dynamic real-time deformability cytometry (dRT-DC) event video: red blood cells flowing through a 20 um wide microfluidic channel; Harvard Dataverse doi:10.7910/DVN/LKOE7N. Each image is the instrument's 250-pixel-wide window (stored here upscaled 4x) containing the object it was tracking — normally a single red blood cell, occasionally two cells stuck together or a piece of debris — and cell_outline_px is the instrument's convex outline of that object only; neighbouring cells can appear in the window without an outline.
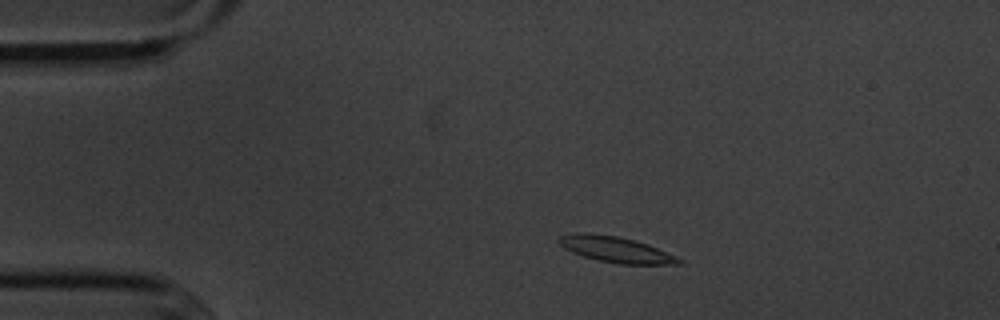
{"species": "common noctule bat (a hibernating species)", "species_latin": "Nyctalus noctula", "temperature_condition": "cold", "stored_images_in_passage": 5, "camera_frame_rate_fps": 3000, "um_per_image_px": 0.085, "animal": {"sex": "male", "body_mass_g": 20.1, "forearm_length_mm": 53.5}, "frame": {"image": 1, "passage_image": 1, "time_ms": 0.0, "image_size_px": [1000, 320], "cell_outline_px": [[684, 260], [680, 264], [616, 264], [596, 260], [572, 252], [564, 248], [556, 240], [560, 236], [576, 232], [588, 232], [616, 236], [648, 244], [676, 256]], "centroid_in_image_um": [52.32, 21.2], "position_along_channel_um": 32.7, "area_um2": 18.09}}
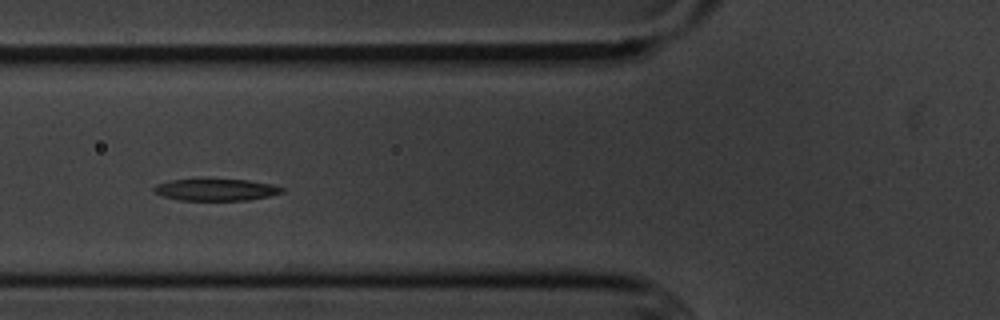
{"frame": {"image": 2, "passage_image": 4, "time_ms": 3.333, "image_size_px": [1000, 320], "cell_outline_px": [[284, 192], [268, 196], [248, 200], [180, 200], [164, 196], [156, 192], [152, 188], [156, 184], [172, 180], [248, 180], [272, 184], [284, 188]], "centroid_in_image_um": [18.39, 16.13], "position_along_channel_um": 107.4, "area_um2": 15.95}}
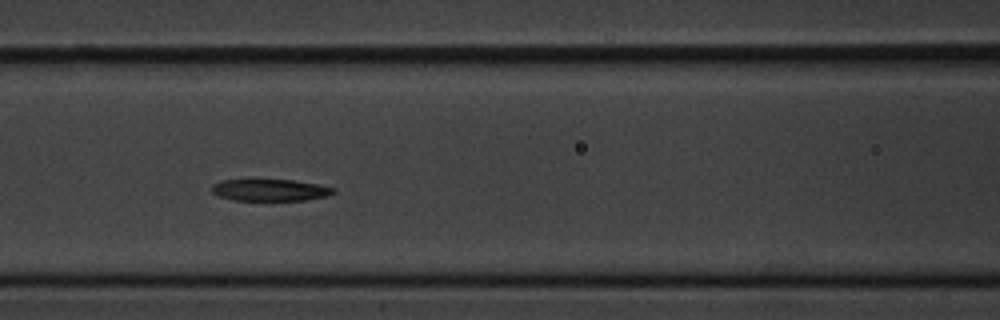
{"frame": {"image": 3, "passage_image": 5, "time_ms": 4.333, "image_size_px": [1000, 320], "cell_outline_px": [[336, 192], [328, 196], [304, 200], [232, 200], [216, 196], [212, 192], [212, 184], [220, 180], [248, 176], [252, 176], [292, 180], [316, 184], [336, 188]], "centroid_in_image_um": [22.85, 16.09], "position_along_channel_um": 143.8, "area_um2": 16.59}}